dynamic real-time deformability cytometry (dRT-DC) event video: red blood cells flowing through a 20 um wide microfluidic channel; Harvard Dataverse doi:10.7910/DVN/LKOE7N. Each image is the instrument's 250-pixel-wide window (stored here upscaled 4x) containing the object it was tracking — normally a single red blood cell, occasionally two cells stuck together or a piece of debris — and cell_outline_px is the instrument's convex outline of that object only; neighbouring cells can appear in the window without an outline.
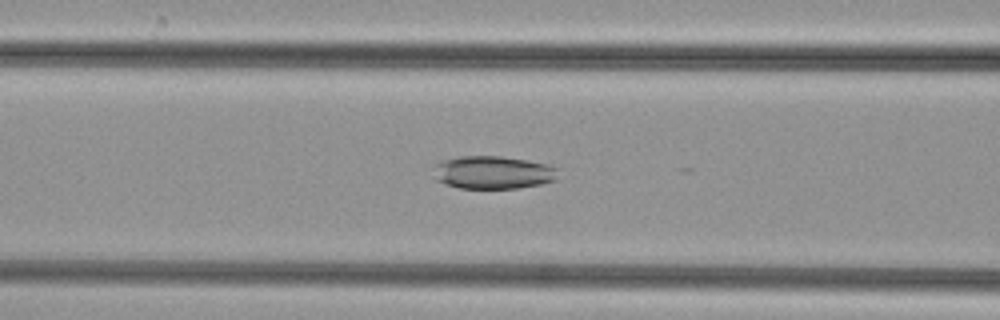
{"species": "common noctule bat (a hibernating species)", "species_latin": "Nyctalus noctula", "temperature_condition": "cold", "stored_images_in_passage": 50, "camera_frame_rate_fps": 3000, "um_per_image_px": 0.085, "animal": {"sex": "female", "body_mass_g": 29.2, "forearm_length_mm": 56.3}, "frame": {"image": 1, "passage_image": 20, "time_ms": 6.333, "image_size_px": [1000, 320], "cell_outline_px": [[560, 168], [556, 180], [540, 184], [516, 188], [460, 188], [436, 180], [432, 164], [440, 160], [460, 156], [500, 156], [548, 164]], "centroid_in_image_um": [41.9, 14.64], "position_along_channel_um": 124.7, "area_um2": 24.1}}
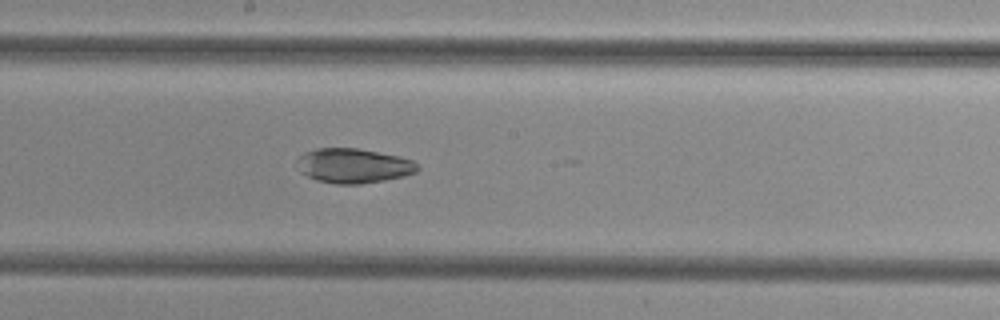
{"frame": {"image": 2, "passage_image": 27, "time_ms": 8.667, "image_size_px": [1000, 320], "cell_outline_px": [[420, 168], [416, 172], [404, 176], [384, 180], [360, 184], [336, 184], [316, 180], [300, 172], [296, 168], [296, 160], [304, 152], [316, 148], [356, 148], [396, 156], [412, 160]], "centroid_in_image_um": [29.99, 14.09], "position_along_channel_um": 218.2, "area_um2": 24.28}}
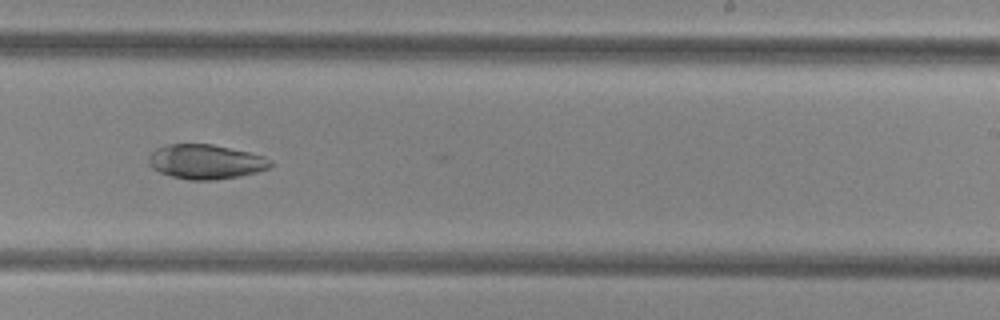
{"frame": {"image": 3, "passage_image": 31, "time_ms": 10.0, "image_size_px": [1000, 320], "cell_outline_px": [[272, 164], [268, 168], [256, 172], [240, 176], [216, 180], [188, 180], [172, 176], [160, 172], [152, 168], [148, 164], [148, 156], [156, 148], [164, 144], [212, 144], [248, 152], [264, 156], [272, 160]], "centroid_in_image_um": [17.46, 13.74], "position_along_channel_um": 271.5, "area_um2": 24.62}}